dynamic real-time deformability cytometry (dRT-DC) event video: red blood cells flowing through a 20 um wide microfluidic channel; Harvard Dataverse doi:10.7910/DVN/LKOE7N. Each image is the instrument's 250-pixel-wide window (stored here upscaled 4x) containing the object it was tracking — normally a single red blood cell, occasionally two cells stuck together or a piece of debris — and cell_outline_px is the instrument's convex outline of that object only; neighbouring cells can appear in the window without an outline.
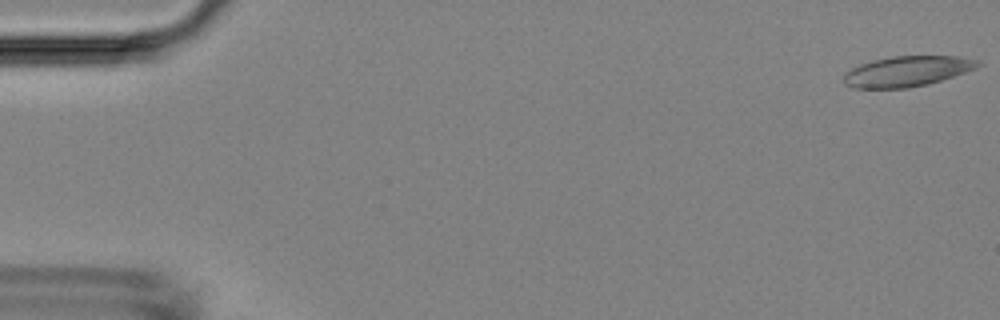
{"species": "Egyptian fruit bat (a non-hibernating species)", "species_latin": "Rousettus aegyptiacus", "temperature_condition": "room temperature", "stored_images_in_passage": 50, "camera_frame_rate_fps": 3000, "um_per_image_px": 0.085, "animal": {"sex": "female"}, "frame": {"image": 1, "passage_image": 1, "time_ms": 0.0, "image_size_px": [1000, 320], "cell_outline_px": [[980, 64], [976, 68], [928, 84], [908, 88], [852, 88], [844, 84], [844, 72], [860, 64], [872, 60], [892, 56], [956, 56], [980, 60]], "centroid_in_image_um": [77.06, 6.06], "position_along_channel_um": 7.9, "area_um2": 23.7}}
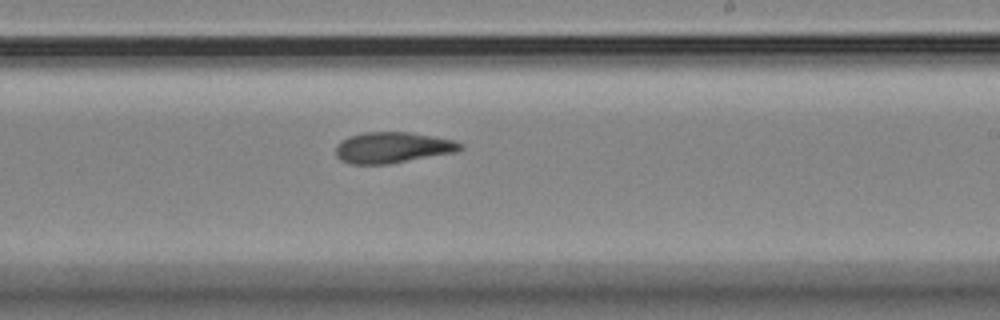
{"frame": {"image": 2, "passage_image": 30, "time_ms": 9.667, "image_size_px": [1000, 320], "cell_outline_px": [[464, 148], [456, 152], [388, 164], [348, 164], [340, 160], [336, 156], [336, 144], [340, 140], [348, 136], [364, 132], [408, 132], [456, 140], [464, 144]], "centroid_in_image_um": [33.36, 12.54], "position_along_channel_um": 255.6, "area_um2": 22.72}}
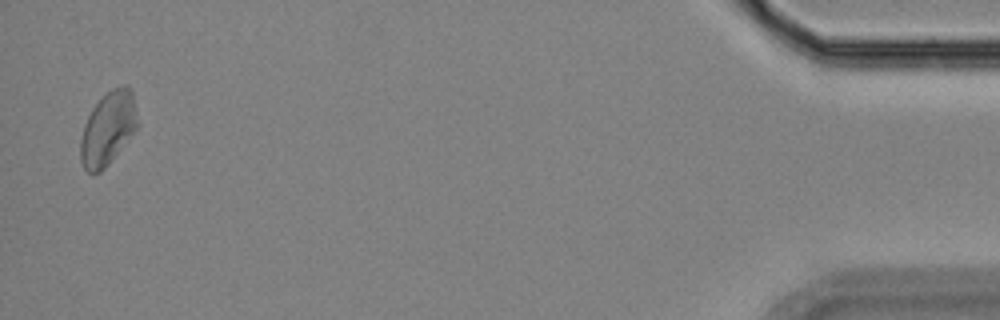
{"frame": {"image": 3, "passage_image": 49, "time_ms": 16.0, "image_size_px": [1000, 320], "cell_outline_px": [[136, 128], [108, 164], [100, 172], [92, 176], [84, 168], [80, 160], [80, 140], [84, 124], [92, 108], [112, 88], [124, 84], [128, 84], [132, 92], [136, 120]], "centroid_in_image_um": [9.13, 10.94], "position_along_channel_um": 426.1, "area_um2": 23.81}}